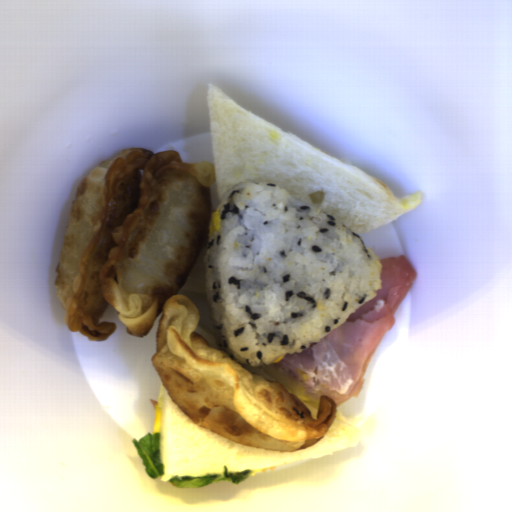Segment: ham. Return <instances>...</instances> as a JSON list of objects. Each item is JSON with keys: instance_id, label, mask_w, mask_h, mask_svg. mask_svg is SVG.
Instances as JSON below:
<instances>
[{"instance_id": "ham-1", "label": "ham", "mask_w": 512, "mask_h": 512, "mask_svg": "<svg viewBox=\"0 0 512 512\" xmlns=\"http://www.w3.org/2000/svg\"><path fill=\"white\" fill-rule=\"evenodd\" d=\"M381 289L346 320L307 349L283 355L270 367L301 385L304 396H327L336 409L363 392L364 376L395 314L410 291L416 271L405 254L379 259Z\"/></svg>"}, {"instance_id": "ham-2", "label": "ham", "mask_w": 512, "mask_h": 512, "mask_svg": "<svg viewBox=\"0 0 512 512\" xmlns=\"http://www.w3.org/2000/svg\"><path fill=\"white\" fill-rule=\"evenodd\" d=\"M150 402L154 406V408L156 409L157 401H155L154 399L151 398Z\"/></svg>"}]
</instances>
